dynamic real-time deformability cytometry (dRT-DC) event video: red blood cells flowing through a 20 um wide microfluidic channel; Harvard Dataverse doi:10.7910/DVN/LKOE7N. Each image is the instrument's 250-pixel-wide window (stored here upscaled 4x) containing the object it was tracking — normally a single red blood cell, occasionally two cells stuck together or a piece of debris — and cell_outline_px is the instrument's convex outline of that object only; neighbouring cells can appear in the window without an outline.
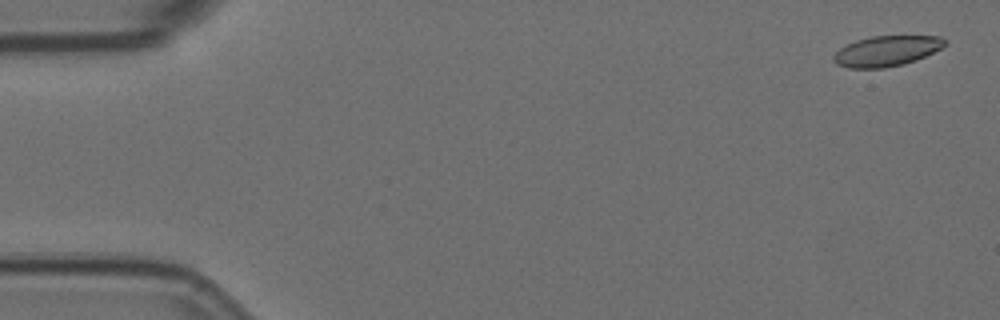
{"species": "Egyptian fruit bat (a non-hibernating species)", "species_latin": "Rousettus aegyptiacus", "temperature_condition": "room temperature", "stored_images_in_passage": 8, "camera_frame_rate_fps": 3000, "um_per_image_px": 0.085, "animal": {"sex": "female"}, "frame": {"image": 1, "passage_image": 1, "time_ms": 0.0, "image_size_px": [1000, 320], "cell_outline_px": [[948, 44], [916, 60], [904, 64], [884, 68], [848, 68], [836, 64], [832, 60], [832, 56], [840, 48], [856, 40], [872, 36], [940, 36], [948, 40]], "centroid_in_image_um": [75.35, 4.34], "position_along_channel_um": 9.6, "area_um2": 19.77}}
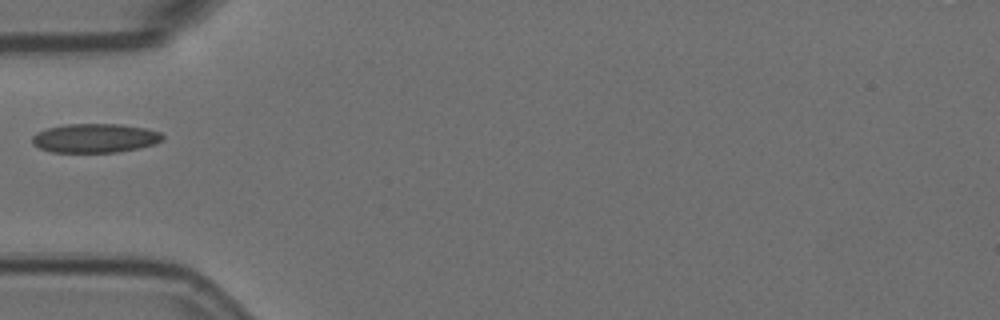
{"frame": {"image": 2, "passage_image": 6, "time_ms": 1.667, "image_size_px": [1000, 320], "cell_outline_px": [[164, 136], [156, 144], [140, 148], [116, 152], [52, 152], [40, 148], [32, 144], [32, 136], [36, 132], [48, 128], [64, 124], [120, 124], [144, 128], [160, 132]], "centroid_in_image_um": [8.06, 11.74], "position_along_channel_um": 76.9, "area_um2": 22.08}}
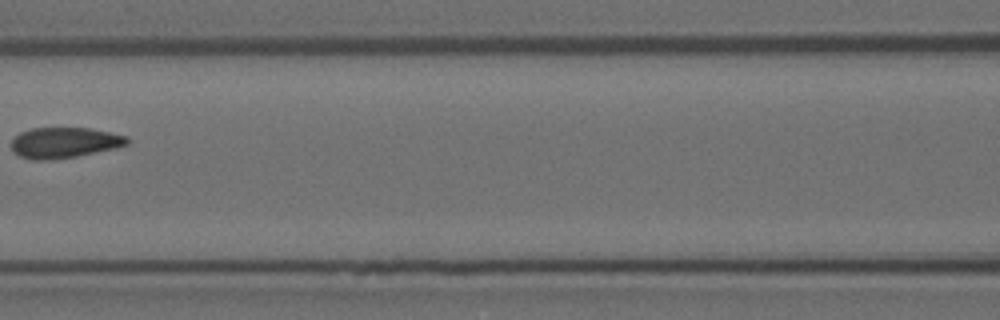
{"frame": {"image": 3, "passage_image": 8, "time_ms": 2.333, "image_size_px": [1000, 320], "cell_outline_px": [[132, 140], [128, 144], [116, 148], [76, 156], [44, 160], [32, 160], [20, 156], [12, 152], [12, 140], [20, 132], [32, 128], [88, 128], [128, 136]], "centroid_in_image_um": [5.48, 12.12], "position_along_channel_um": 161.1, "area_um2": 20.63}}